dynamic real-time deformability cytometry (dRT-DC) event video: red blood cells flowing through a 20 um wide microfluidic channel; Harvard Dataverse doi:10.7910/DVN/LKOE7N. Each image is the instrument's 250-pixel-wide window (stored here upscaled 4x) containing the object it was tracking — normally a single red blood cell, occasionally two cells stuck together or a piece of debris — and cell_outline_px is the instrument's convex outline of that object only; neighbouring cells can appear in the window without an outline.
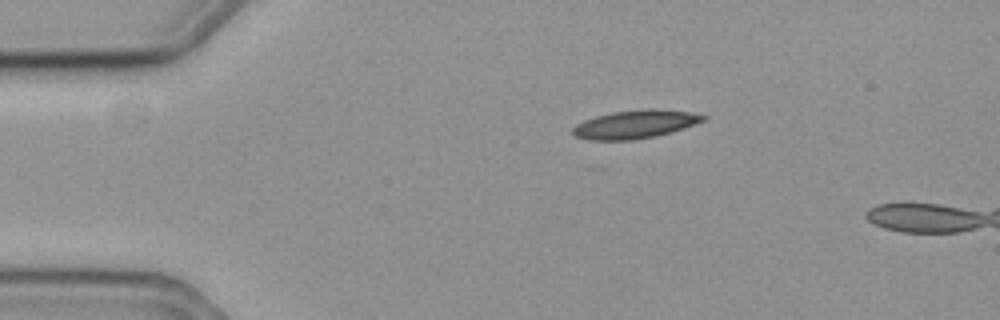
{"species": "common noctule bat (a hibernating species)", "species_latin": "Nyctalus noctula", "temperature_condition": "cold", "stored_images_in_passage": 3, "camera_frame_rate_fps": 3000, "um_per_image_px": 0.085, "animal": {"sex": "female", "body_mass_g": 19.3, "forearm_length_mm": 54.1}, "frame": {"image": 1, "passage_image": 1, "time_ms": 0.0, "image_size_px": [1000, 320], "cell_outline_px": [[708, 120], [684, 128], [656, 136], [632, 140], [588, 140], [576, 136], [572, 132], [572, 128], [576, 124], [584, 120], [596, 116], [612, 112], [644, 108], [656, 108], [688, 112], [708, 116]], "centroid_in_image_um": [54.01, 10.55], "position_along_channel_um": 31.0, "area_um2": 21.68}}